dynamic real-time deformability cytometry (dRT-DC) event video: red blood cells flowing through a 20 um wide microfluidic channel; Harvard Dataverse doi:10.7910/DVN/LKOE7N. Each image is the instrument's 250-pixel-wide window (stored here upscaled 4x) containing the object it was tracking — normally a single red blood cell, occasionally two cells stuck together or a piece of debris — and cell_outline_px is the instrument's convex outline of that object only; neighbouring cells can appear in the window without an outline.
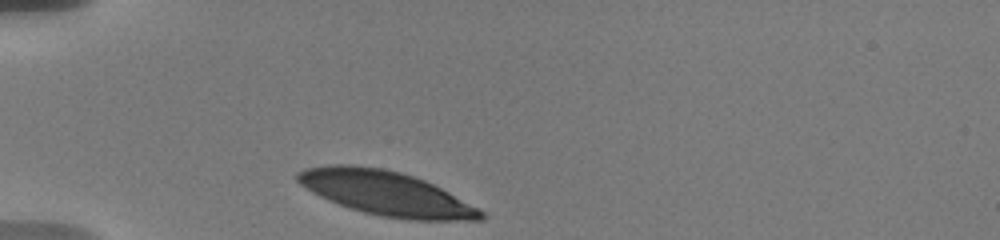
{"species": "human", "species_latin": "Homo sapiens", "temperature_condition": "warm", "stored_images_in_passage": 33, "camera_frame_rate_fps": 3000, "um_per_image_px": 0.085, "donor": {"sex": "male"}, "frame": {"image": 1, "passage_image": 1, "time_ms": 0.0, "image_size_px": [1000, 240], "cell_outline_px": [[488, 216], [484, 220], [408, 220], [380, 216], [364, 212], [328, 200], [312, 192], [300, 184], [296, 180], [296, 172], [304, 168], [332, 164], [352, 164], [384, 168], [400, 172], [424, 180], [448, 192], [484, 212]], "centroid_in_image_um": [32.78, 16.42], "position_along_channel_um": 52.2, "area_um2": 47.11}}
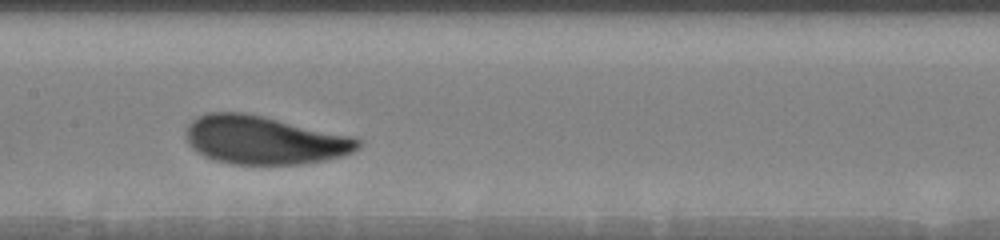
{"frame": {"image": 2, "passage_image": 14, "time_ms": 4.333, "image_size_px": [1000, 240], "cell_outline_px": [[360, 148], [352, 152], [340, 156], [324, 160], [300, 164], [232, 164], [216, 160], [204, 156], [192, 148], [188, 140], [188, 124], [196, 116], [208, 112], [244, 112], [264, 116], [352, 136], [360, 140]], "centroid_in_image_um": [22.45, 11.9], "position_along_channel_um": 184.9, "area_um2": 48.21}}
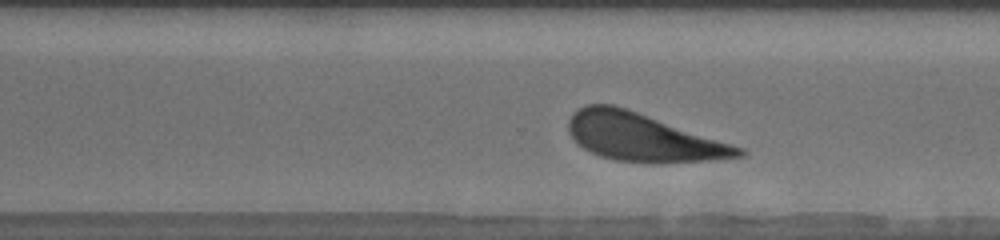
{"frame": {"image": 3, "passage_image": 24, "time_ms": 8.0, "image_size_px": [1000, 240], "cell_outline_px": [[748, 152], [744, 156], [712, 160], [660, 164], [644, 164], [616, 160], [600, 156], [584, 148], [568, 132], [568, 120], [572, 112], [588, 104], [612, 104], [744, 148]], "centroid_in_image_um": [54.65, 11.7], "position_along_channel_um": 316.0, "area_um2": 47.22}, "authors_computed_cell_mechanics": {"area_um2": 48.3208, "velocity_mm_per_s": 3.5807, "shape_relaxation_time_tau1_ms": 2.1678, "shape_relaxation_time_tau2_ms": null, "deformation_change_tau1": 0.1228, "deformation_change_tau2": null}}